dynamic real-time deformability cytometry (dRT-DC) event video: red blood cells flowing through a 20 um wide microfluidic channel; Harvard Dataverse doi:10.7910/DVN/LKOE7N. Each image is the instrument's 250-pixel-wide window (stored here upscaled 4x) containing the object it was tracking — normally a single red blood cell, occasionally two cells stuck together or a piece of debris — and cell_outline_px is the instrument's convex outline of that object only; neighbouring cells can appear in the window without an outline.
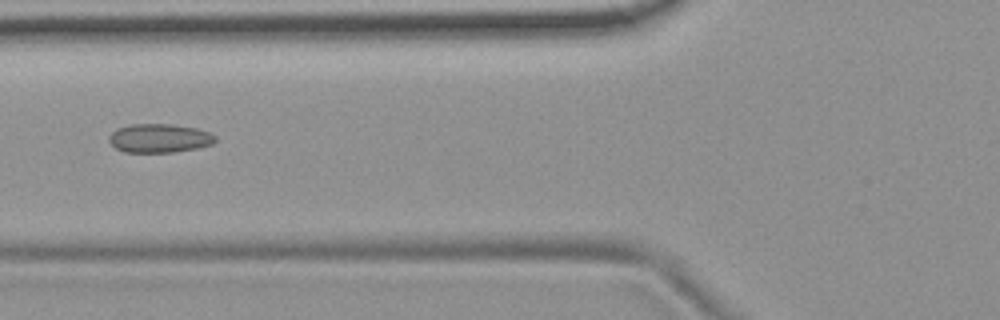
{"species": "common noctule bat (a hibernating species)", "species_latin": "Nyctalus noctula", "temperature_condition": "room temperature", "stored_images_in_passage": 54, "camera_frame_rate_fps": 3000, "um_per_image_px": 0.085, "animal": {"sex": "female", "body_mass_g": 19.9}, "frame": {"image": 1, "passage_image": 21, "time_ms": 6.667, "image_size_px": [1000, 320], "cell_outline_px": [[216, 140], [212, 144], [196, 148], [172, 152], [124, 152], [116, 148], [108, 140], [108, 136], [116, 128], [132, 124], [172, 124], [196, 128], [208, 132], [216, 136]], "centroid_in_image_um": [13.52, 11.74], "position_along_channel_um": 112.3, "area_um2": 17.8}}
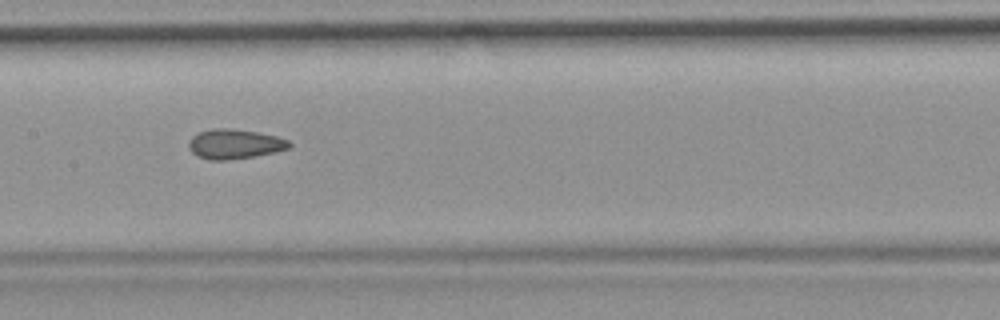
{"frame": {"image": 2, "passage_image": 27, "time_ms": 8.667, "image_size_px": [1000, 320], "cell_outline_px": [[292, 144], [288, 148], [256, 156], [228, 160], [208, 160], [196, 156], [188, 148], [188, 140], [192, 136], [200, 132], [212, 128], [232, 128], [256, 132], [276, 136], [288, 140]], "centroid_in_image_um": [19.89, 12.24], "position_along_channel_um": 187.5, "area_um2": 17.46}}
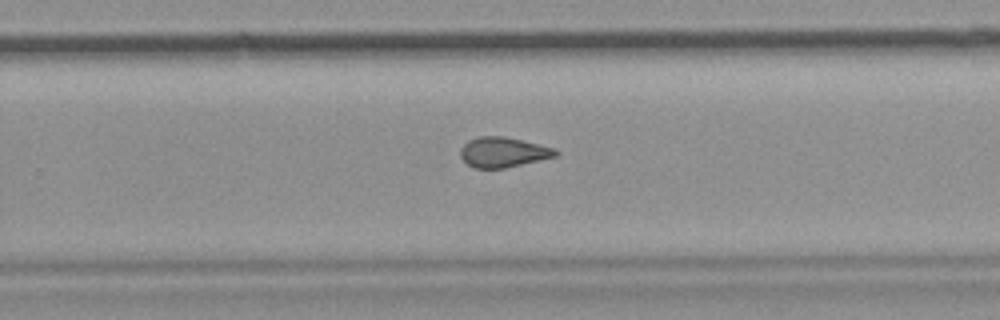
{"frame": {"image": 3, "passage_image": 35, "time_ms": 11.333, "image_size_px": [1000, 320], "cell_outline_px": [[560, 152], [556, 156], [504, 168], [476, 168], [468, 164], [460, 156], [460, 148], [468, 140], [480, 136], [504, 136], [556, 148]], "centroid_in_image_um": [42.77, 12.92], "position_along_channel_um": 287.0, "area_um2": 16.59}, "authors_computed_cell_mechanics": {"area_um2": 17.4556, "velocity_mm_per_s": 3.758, "shape_relaxation_time_tau1_ms": null, "shape_relaxation_time_tau2_ms": 1.8534, "deformation_change_tau1": null, "deformation_change_tau2": 0.0878}}